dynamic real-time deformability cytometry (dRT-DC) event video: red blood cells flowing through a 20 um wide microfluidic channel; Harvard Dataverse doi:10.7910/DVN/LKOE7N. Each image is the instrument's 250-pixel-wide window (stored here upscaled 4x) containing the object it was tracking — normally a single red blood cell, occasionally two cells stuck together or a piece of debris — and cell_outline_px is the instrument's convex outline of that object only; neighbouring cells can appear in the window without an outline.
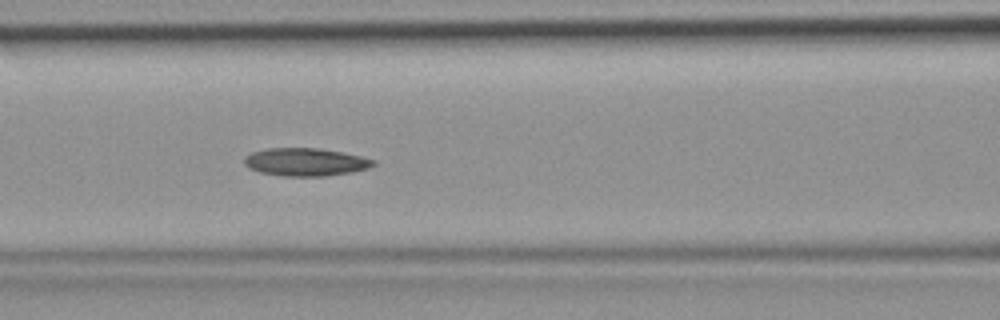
{"species": "common noctule bat (a hibernating species)", "species_latin": "Nyctalus noctula", "temperature_condition": "room temperature", "stored_images_in_passage": 31, "camera_frame_rate_fps": 3000, "um_per_image_px": 0.085, "animal": {"sex": "female", "body_mass_g": 19.9}, "frame": {"image": 1, "passage_image": 10, "time_ms": 3.0, "image_size_px": [1000, 320], "cell_outline_px": [[376, 164], [368, 168], [352, 172], [324, 176], [284, 176], [260, 172], [248, 168], [244, 164], [244, 156], [252, 152], [268, 148], [316, 148], [344, 152], [376, 160]], "centroid_in_image_um": [25.96, 13.77], "position_along_channel_um": 140.6, "area_um2": 21.04}}